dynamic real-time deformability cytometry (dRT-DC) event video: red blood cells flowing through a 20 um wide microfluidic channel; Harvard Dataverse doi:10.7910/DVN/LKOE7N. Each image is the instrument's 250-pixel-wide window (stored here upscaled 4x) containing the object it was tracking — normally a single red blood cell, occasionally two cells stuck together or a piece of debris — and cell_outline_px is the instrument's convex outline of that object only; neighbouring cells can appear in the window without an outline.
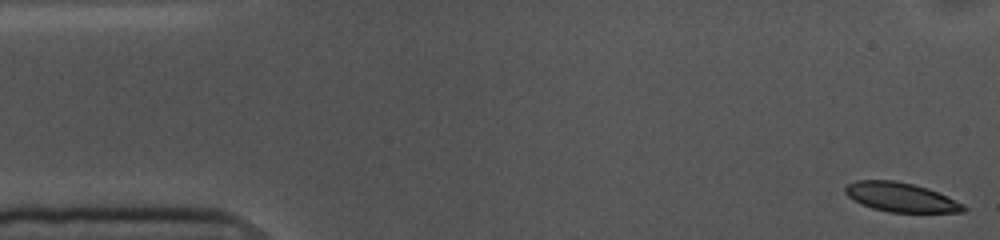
{"species": "common noctule bat (a hibernating species)", "species_latin": "Nyctalus noctula", "temperature_condition": "cold", "stored_images_in_passage": 55, "camera_frame_rate_fps": 3000, "um_per_image_px": 0.085, "animal": {"sex": "female", "body_mass_g": 10.0, "forearm_length_mm": 53.1}, "frame": {"image": 1, "passage_image": 1, "time_ms": 0.0, "image_size_px": [1000, 240], "cell_outline_px": [[968, 208], [964, 212], [888, 212], [872, 208], [860, 204], [848, 196], [844, 192], [844, 188], [848, 184], [856, 180], [896, 180], [928, 188], [964, 204]], "centroid_in_image_um": [76.56, 16.76], "position_along_channel_um": 8.4, "area_um2": 20.17}}
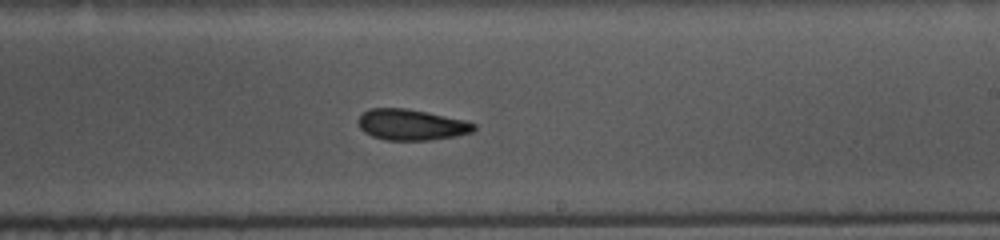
{"frame": {"image": 2, "passage_image": 31, "time_ms": 10.0, "image_size_px": [1000, 240], "cell_outline_px": [[476, 128], [472, 132], [456, 136], [432, 140], [384, 140], [372, 136], [364, 132], [360, 128], [360, 116], [368, 108], [408, 108], [464, 120], [476, 124]], "centroid_in_image_um": [34.98, 10.6], "position_along_channel_um": 254.0, "area_um2": 20.81}}
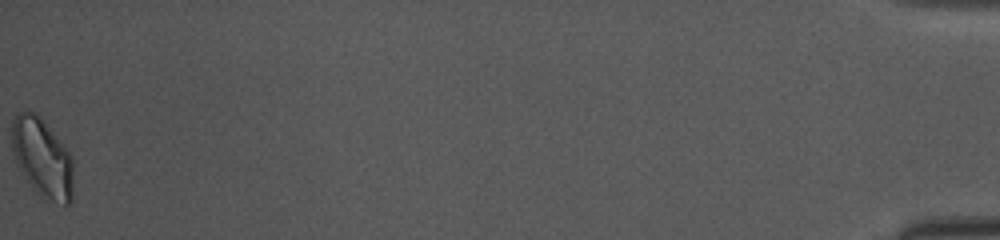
{"frame": {"image": 3, "passage_image": 55, "time_ms": 18.0, "image_size_px": [1000, 240], "cell_outline_px": [[72, 204], [64, 204], [52, 200], [32, 188], [16, 164], [12, 152], [12, 120], [16, 112], [36, 112], [40, 116], [72, 156]], "centroid_in_image_um": [3.57, 13.38], "position_along_channel_um": 431.6, "area_um2": 27.98}, "authors_computed_cell_mechanics": {"area_um2": 21.386, "velocity_mm_per_s": 3.5484, "shape_relaxation_time_tau1_ms": 10.8571, "shape_relaxation_time_tau2_ms": 5.0862, "deformation_change_tau1": 0.1739, "deformation_change_tau2": 0.095}}